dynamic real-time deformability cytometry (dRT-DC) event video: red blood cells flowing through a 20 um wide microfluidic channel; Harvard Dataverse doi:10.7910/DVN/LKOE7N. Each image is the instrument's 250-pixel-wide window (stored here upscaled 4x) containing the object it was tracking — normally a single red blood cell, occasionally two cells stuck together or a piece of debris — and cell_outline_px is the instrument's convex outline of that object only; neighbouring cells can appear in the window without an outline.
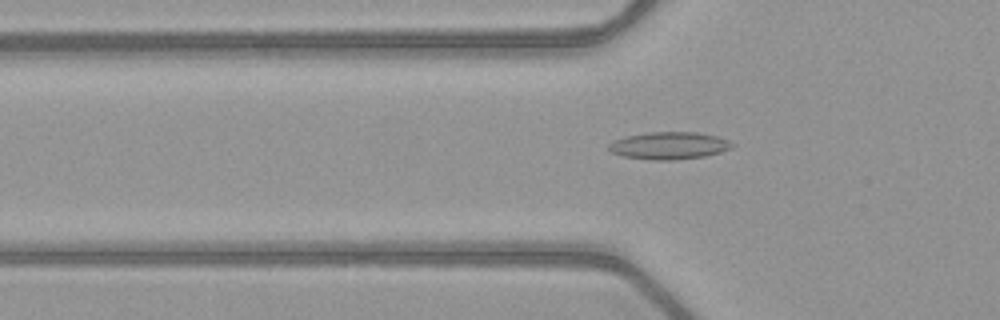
{"species": "common noctule bat (a hibernating species)", "species_latin": "Nyctalus noctula", "temperature_condition": "warm", "stored_images_in_passage": 40, "camera_frame_rate_fps": 3000, "um_per_image_px": 0.085, "animal": {"sex": "female", "body_mass_g": 21.9}, "frame": {"image": 1, "passage_image": 6, "time_ms": 1.667, "image_size_px": [1000, 320], "cell_outline_px": [[736, 144], [732, 148], [720, 152], [704, 156], [672, 160], [652, 160], [624, 156], [608, 152], [608, 144], [612, 140], [628, 136], [648, 132], [696, 132], [716, 136], [728, 140]], "centroid_in_image_um": [56.85, 12.37], "position_along_channel_um": 68.9, "area_um2": 19.71}}
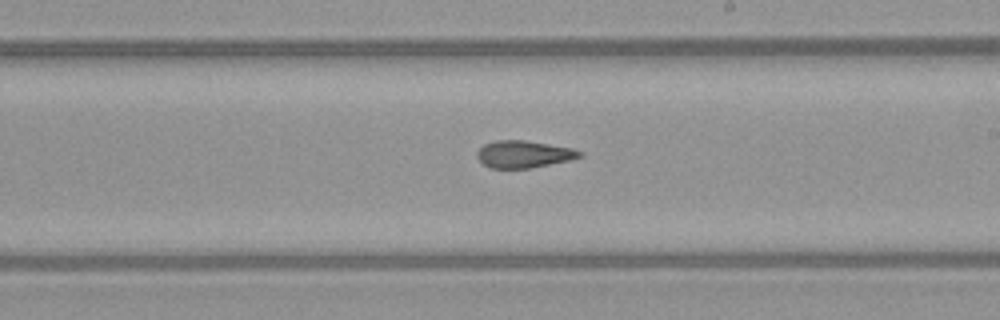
{"frame": {"image": 2, "passage_image": 19, "time_ms": 6.0, "image_size_px": [1000, 320], "cell_outline_px": [[584, 156], [568, 160], [528, 168], [492, 168], [484, 164], [476, 156], [476, 152], [484, 144], [496, 140], [524, 140], [572, 148], [584, 152]], "centroid_in_image_um": [44.51, 13.09], "position_along_channel_um": 244.5, "area_um2": 16.07}}
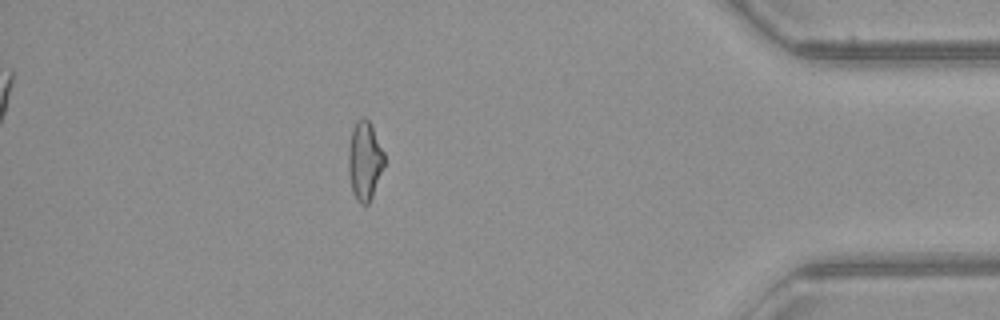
{"frame": {"image": 3, "passage_image": 34, "time_ms": 11.0, "image_size_px": [1000, 320], "cell_outline_px": [[384, 164], [372, 196], [368, 204], [360, 204], [356, 200], [352, 192], [348, 172], [348, 148], [352, 128], [356, 120], [360, 116], [364, 116], [368, 120], [384, 152]], "centroid_in_image_um": [30.96, 13.64], "position_along_channel_um": 404.2, "area_um2": 16.47}, "authors_computed_cell_mechanics": {"area_um2": 16.8776, "velocity_mm_per_s": 4.0295, "shape_relaxation_time_tau1_ms": null, "shape_relaxation_time_tau2_ms": 2.9232, "deformation_change_tau1": null, "deformation_change_tau2": 0.1184}}